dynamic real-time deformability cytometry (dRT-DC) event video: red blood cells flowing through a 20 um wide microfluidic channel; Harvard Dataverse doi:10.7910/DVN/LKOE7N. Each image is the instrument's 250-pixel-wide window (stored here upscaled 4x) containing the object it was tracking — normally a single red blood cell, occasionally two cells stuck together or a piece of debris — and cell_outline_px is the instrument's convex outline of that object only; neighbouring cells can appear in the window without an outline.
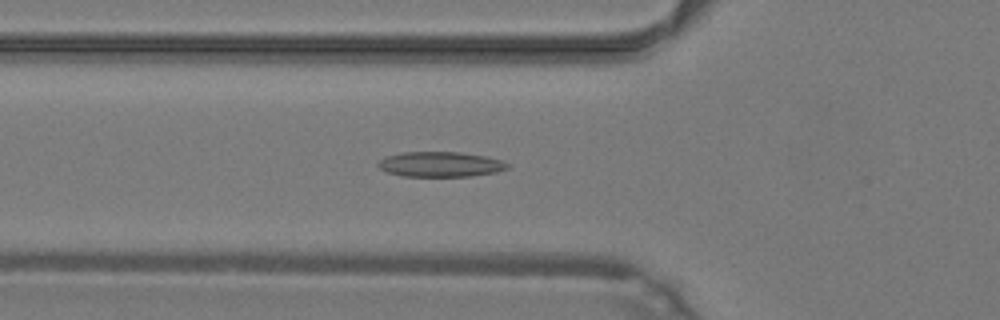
{"species": "common noctule bat (a hibernating species)", "species_latin": "Nyctalus noctula", "temperature_condition": "warm", "stored_images_in_passage": 41, "camera_frame_rate_fps": 3000, "um_per_image_px": 0.085, "animal": {"sex": "male", "body_mass_g": 19.2, "forearm_length_mm": 51.8}, "frame": {"image": 1, "passage_image": 10, "time_ms": 3.0, "image_size_px": [1000, 320], "cell_outline_px": [[508, 168], [496, 172], [468, 176], [404, 176], [388, 172], [380, 168], [376, 164], [384, 156], [400, 152], [460, 152], [484, 156], [500, 160], [508, 164]], "centroid_in_image_um": [37.38, 13.96], "position_along_channel_um": 88.4, "area_um2": 18.79}}
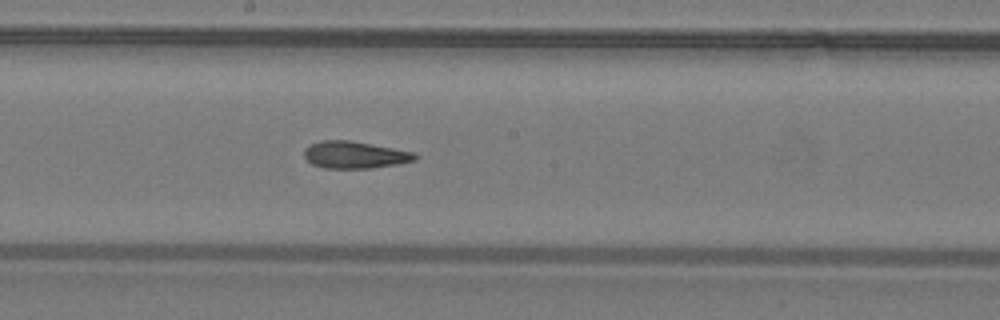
{"frame": {"image": 2, "passage_image": 19, "time_ms": 6.0, "image_size_px": [1000, 320], "cell_outline_px": [[420, 156], [416, 160], [400, 164], [372, 168], [324, 168], [312, 164], [304, 156], [304, 148], [320, 140], [352, 140], [416, 152]], "centroid_in_image_um": [30.22, 13.16], "position_along_channel_um": 218.0, "area_um2": 17.8}}
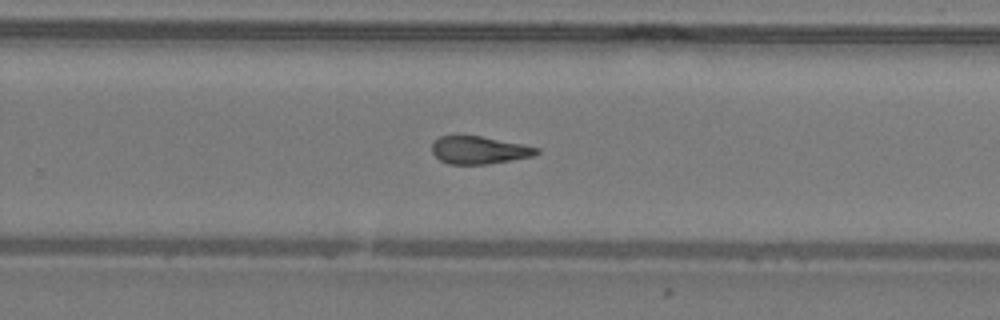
{"frame": {"image": 3, "passage_image": 24, "time_ms": 7.667, "image_size_px": [1000, 320], "cell_outline_px": [[540, 152], [532, 156], [488, 164], [448, 164], [440, 160], [432, 152], [432, 144], [440, 136], [480, 136], [540, 148]], "centroid_in_image_um": [40.71, 12.77], "position_along_channel_um": 289.1, "area_um2": 16.59}, "authors_computed_cell_mechanics": {"area_um2": 17.9758, "velocity_mm_per_s": 4.2932, "shape_relaxation_time_tau1_ms": null, "shape_relaxation_time_tau2_ms": 3.0902, "deformation_change_tau1": null, "deformation_change_tau2": 0.1317}}